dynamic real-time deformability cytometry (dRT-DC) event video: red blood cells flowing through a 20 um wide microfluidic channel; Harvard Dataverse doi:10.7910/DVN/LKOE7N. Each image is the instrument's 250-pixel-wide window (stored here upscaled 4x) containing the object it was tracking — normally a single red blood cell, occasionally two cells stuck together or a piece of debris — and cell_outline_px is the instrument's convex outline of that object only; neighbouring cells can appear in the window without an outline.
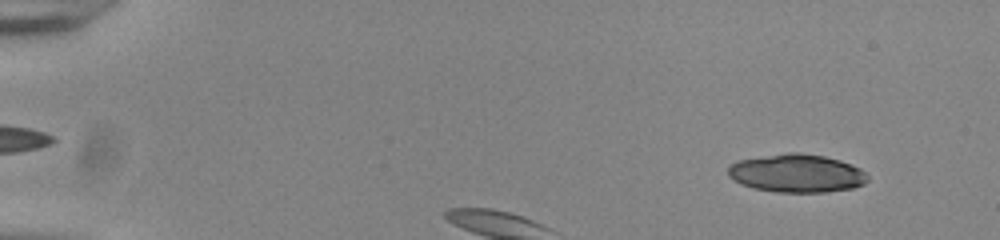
{"species": "common noctule bat (a hibernating species)", "species_latin": "Nyctalus noctula", "temperature_condition": "room temperature", "stored_images_in_passage": 38, "camera_frame_rate_fps": 3000, "um_per_image_px": 0.085, "animal": {"sex": "male", "body_mass_g": 20.0, "forearm_length_mm": 53.3}, "frame": {"image": 1, "passage_image": 5, "time_ms": 1.333, "image_size_px": [1000, 240], "cell_outline_px": [[868, 180], [864, 184], [852, 188], [824, 192], [776, 192], [752, 188], [728, 176], [728, 168], [736, 160], [788, 152], [800, 152], [824, 156], [840, 160], [860, 168], [868, 176]], "centroid_in_image_um": [67.73, 14.72], "position_along_channel_um": 17.3, "area_um2": 31.04}}
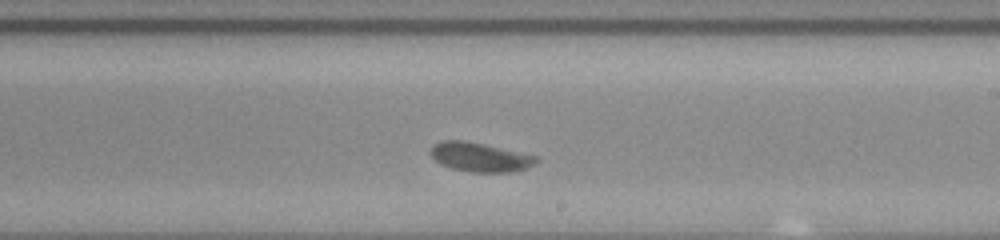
{"frame": {"image": 2, "passage_image": 25, "time_ms": 8.0, "image_size_px": [1000, 240], "cell_outline_px": [[540, 160], [536, 164], [528, 168], [512, 172], [468, 172], [452, 168], [440, 164], [432, 156], [432, 144], [440, 140], [464, 140], [484, 144], [536, 156]], "centroid_in_image_um": [40.81, 13.36], "position_along_channel_um": 248.2, "area_um2": 17.98}}
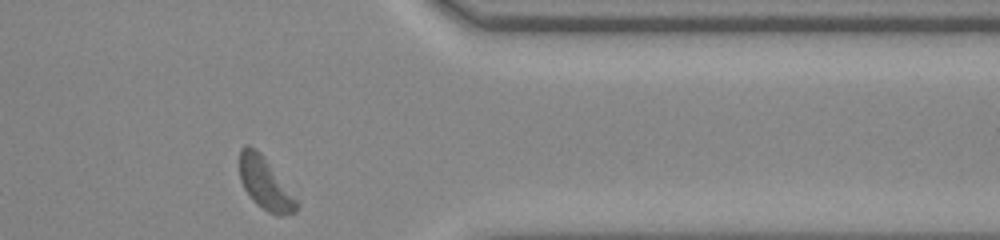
{"frame": {"image": 3, "passage_image": 37, "time_ms": 12.0, "image_size_px": [1000, 240], "cell_outline_px": [[300, 204], [296, 212], [284, 216], [276, 216], [268, 212], [256, 204], [244, 188], [240, 180], [240, 148], [244, 144], [260, 152], [300, 200]], "centroid_in_image_um": [22.6, 15.65], "position_along_channel_um": 388.8, "area_um2": 17.57}, "authors_computed_cell_mechanics": {"area_um2": 18.0047, "velocity_mm_per_s": 3.7478, "shape_relaxation_time_tau1_ms": 2.4757, "shape_relaxation_time_tau2_ms": 1.5181, "deformation_change_tau1": 0.1121, "deformation_change_tau2": 0.0376}}